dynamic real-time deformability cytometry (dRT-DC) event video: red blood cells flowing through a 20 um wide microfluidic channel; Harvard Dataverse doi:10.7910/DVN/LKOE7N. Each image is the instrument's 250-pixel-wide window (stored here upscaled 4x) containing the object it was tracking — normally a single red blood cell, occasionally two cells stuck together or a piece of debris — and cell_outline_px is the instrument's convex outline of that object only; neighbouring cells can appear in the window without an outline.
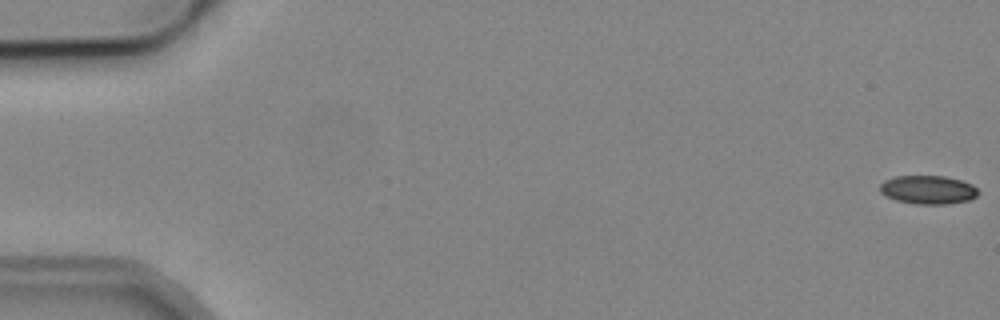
{"species": "common noctule bat (a hibernating species)", "species_latin": "Nyctalus noctula", "temperature_condition": "cold", "stored_images_in_passage": 8, "camera_frame_rate_fps": 3000, "um_per_image_px": 0.085, "animal": {"sex": "male", "body_mass_g": 19.2, "forearm_length_mm": 51.8}, "frame": {"image": 1, "passage_image": 1, "time_ms": 0.0, "image_size_px": [1000, 320], "cell_outline_px": [[976, 196], [968, 200], [948, 204], [916, 204], [896, 200], [880, 192], [880, 184], [884, 180], [896, 176], [944, 176], [960, 180], [972, 184], [976, 188]], "centroid_in_image_um": [78.86, 16.12], "position_along_channel_um": 6.1, "area_um2": 16.18}}
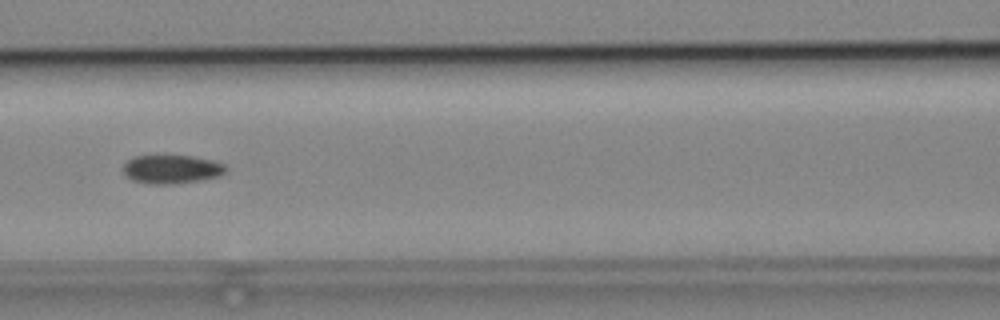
{"frame": {"image": 2, "passage_image": 8, "time_ms": 8.0, "image_size_px": [1000, 320], "cell_outline_px": [[228, 172], [220, 176], [200, 180], [172, 184], [148, 184], [132, 180], [124, 176], [124, 164], [132, 156], [192, 156], [212, 160], [224, 164], [228, 168]], "centroid_in_image_um": [14.6, 14.39], "position_along_channel_um": 152.0, "area_um2": 17.28}}